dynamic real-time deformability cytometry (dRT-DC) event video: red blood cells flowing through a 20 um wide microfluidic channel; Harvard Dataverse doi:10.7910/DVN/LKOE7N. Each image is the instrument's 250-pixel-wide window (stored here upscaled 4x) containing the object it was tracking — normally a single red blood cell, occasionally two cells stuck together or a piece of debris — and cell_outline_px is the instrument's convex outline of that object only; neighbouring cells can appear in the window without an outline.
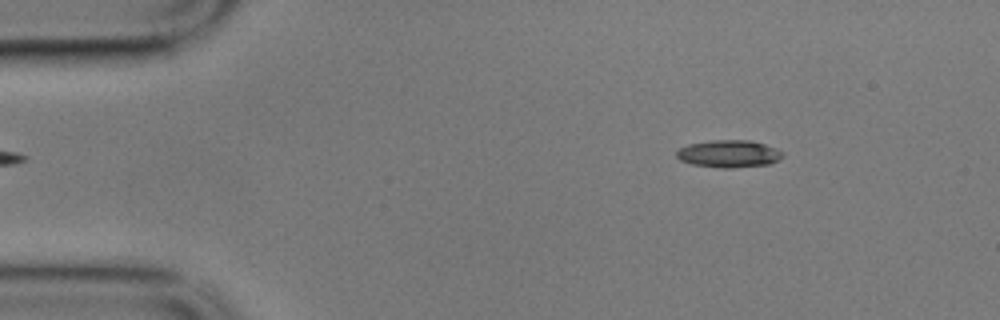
{"species": "common noctule bat (a hibernating species)", "species_latin": "Nyctalus noctula", "temperature_condition": "cold", "stored_images_in_passage": 4, "camera_frame_rate_fps": 3000, "um_per_image_px": 0.085, "animal": {"sex": "male", "body_mass_g": 17.9}, "frame": {"image": 1, "passage_image": 2, "time_ms": 0.333, "image_size_px": [1000, 320], "cell_outline_px": [[784, 156], [772, 164], [732, 168], [724, 168], [692, 164], [680, 160], [676, 156], [676, 152], [680, 148], [688, 144], [712, 140], [752, 140], [776, 148], [784, 152]], "centroid_in_image_um": [61.99, 13.07], "position_along_channel_um": 23.0, "area_um2": 17.05}}